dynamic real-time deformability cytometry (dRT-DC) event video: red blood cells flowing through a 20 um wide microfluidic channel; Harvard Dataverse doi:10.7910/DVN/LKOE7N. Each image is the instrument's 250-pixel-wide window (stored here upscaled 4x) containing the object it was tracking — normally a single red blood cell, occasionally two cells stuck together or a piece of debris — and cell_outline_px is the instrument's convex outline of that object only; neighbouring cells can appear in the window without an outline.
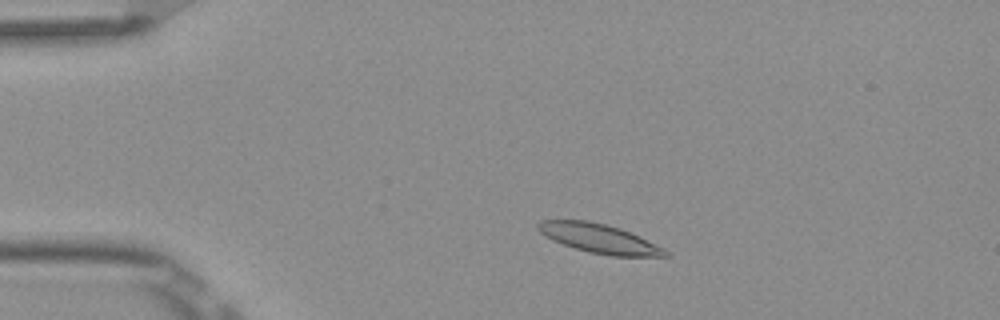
{"species": "Egyptian fruit bat (a non-hibernating species)", "species_latin": "Rousettus aegyptiacus", "temperature_condition": "room temperature", "stored_images_in_passage": 4, "camera_frame_rate_fps": 3000, "um_per_image_px": 0.085, "frame": {"image": 1, "passage_image": 2, "time_ms": 0.333, "image_size_px": [1000, 320], "cell_outline_px": [[672, 256], [612, 256], [588, 252], [552, 240], [540, 232], [536, 228], [536, 224], [540, 220], [588, 220], [620, 228], [640, 236], [664, 248]], "centroid_in_image_um": [50.94, 20.27], "position_along_channel_um": 34.1, "area_um2": 21.56}}
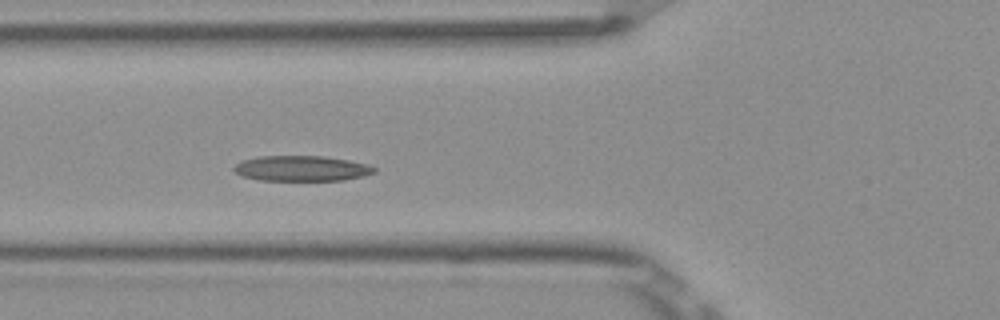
{"frame": {"image": 2, "passage_image": 4, "time_ms": 1.0, "image_size_px": [1000, 320], "cell_outline_px": [[376, 172], [364, 176], [344, 180], [260, 180], [244, 176], [236, 172], [232, 168], [240, 160], [260, 156], [324, 156], [348, 160], [368, 164], [376, 168]], "centroid_in_image_um": [25.65, 14.31], "position_along_channel_um": 100.1, "area_um2": 20.75}}